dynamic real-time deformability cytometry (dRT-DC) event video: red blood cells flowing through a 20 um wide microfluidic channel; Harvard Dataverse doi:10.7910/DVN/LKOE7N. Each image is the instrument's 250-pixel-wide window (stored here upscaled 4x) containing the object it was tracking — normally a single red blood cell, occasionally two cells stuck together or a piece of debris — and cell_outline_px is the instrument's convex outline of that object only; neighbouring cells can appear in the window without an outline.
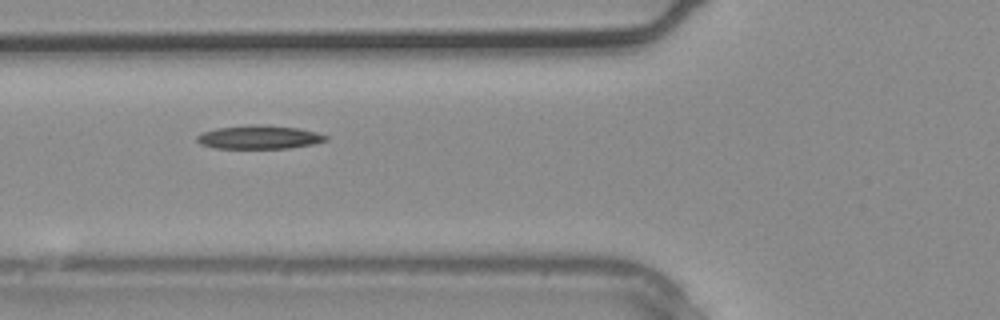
{"species": "common noctule bat (a hibernating species)", "species_latin": "Nyctalus noctula", "temperature_condition": "warm", "stored_images_in_passage": 4, "camera_frame_rate_fps": 3000, "um_per_image_px": 0.085, "animal": {"sex": "male", "body_mass_g": 20.4}, "frame": {"image": 1, "passage_image": 4, "time_ms": 1.0, "image_size_px": [1000, 320], "cell_outline_px": [[328, 140], [312, 144], [288, 148], [216, 148], [200, 144], [196, 140], [196, 136], [204, 132], [216, 128], [296, 128], [316, 132], [328, 136]], "centroid_in_image_um": [22.03, 11.72], "position_along_channel_um": 103.8, "area_um2": 16.3}}